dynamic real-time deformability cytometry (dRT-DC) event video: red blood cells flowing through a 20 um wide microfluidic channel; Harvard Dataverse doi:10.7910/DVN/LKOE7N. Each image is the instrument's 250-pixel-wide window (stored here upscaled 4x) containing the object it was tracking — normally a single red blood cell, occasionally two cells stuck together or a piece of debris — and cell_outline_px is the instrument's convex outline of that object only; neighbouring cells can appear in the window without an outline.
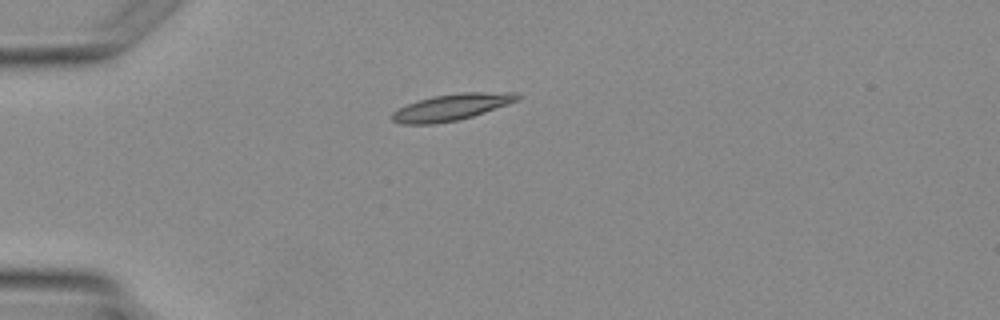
{"species": "Egyptian fruit bat (a non-hibernating species)", "species_latin": "Rousettus aegyptiacus", "temperature_condition": "warm", "stored_images_in_passage": 1, "camera_frame_rate_fps": 3000, "um_per_image_px": 0.085, "animal": {"sex": "female"}, "frame": {"image": 1, "passage_image": 1, "time_ms": 0.0, "image_size_px": [1000, 320], "cell_outline_px": [[520, 100], [472, 116], [456, 120], [432, 124], [400, 124], [392, 120], [392, 112], [396, 108], [432, 96], [464, 92], [512, 92], [520, 96]], "centroid_in_image_um": [38.36, 9.1], "position_along_channel_um": 46.6, "area_um2": 19.19}}